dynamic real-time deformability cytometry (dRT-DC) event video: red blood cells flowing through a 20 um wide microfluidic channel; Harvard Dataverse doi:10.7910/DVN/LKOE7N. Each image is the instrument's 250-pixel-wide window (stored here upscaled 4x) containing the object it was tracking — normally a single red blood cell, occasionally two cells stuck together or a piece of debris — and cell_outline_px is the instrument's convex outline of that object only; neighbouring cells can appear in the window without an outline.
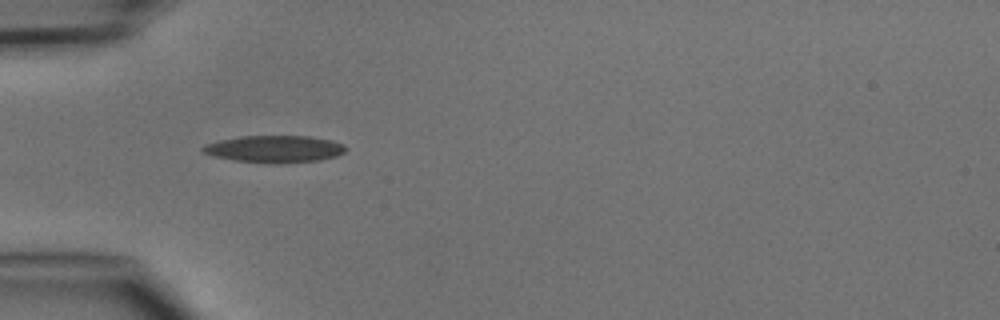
{"species": "common noctule bat (a hibernating species)", "species_latin": "Nyctalus noctula", "temperature_condition": "cold", "stored_images_in_passage": 5, "camera_frame_rate_fps": 3000, "um_per_image_px": 0.085, "animal": {"sex": "male", "body_mass_g": 15.6}, "frame": {"image": 1, "passage_image": 3, "time_ms": 3.333, "image_size_px": [1000, 320], "cell_outline_px": [[348, 148], [344, 152], [336, 156], [320, 160], [284, 164], [272, 164], [236, 160], [212, 156], [204, 152], [200, 148], [204, 144], [220, 140], [240, 136], [308, 136], [332, 140], [344, 144]], "centroid_in_image_um": [23.36, 12.67], "position_along_channel_um": 61.6, "area_um2": 22.77}}